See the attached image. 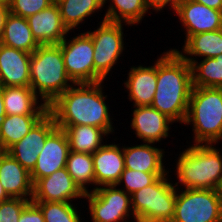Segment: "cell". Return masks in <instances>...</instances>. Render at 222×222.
<instances>
[{
	"label": "cell",
	"mask_w": 222,
	"mask_h": 222,
	"mask_svg": "<svg viewBox=\"0 0 222 222\" xmlns=\"http://www.w3.org/2000/svg\"><path fill=\"white\" fill-rule=\"evenodd\" d=\"M102 83L73 84L62 93L49 105L56 125H88L112 133L114 130L104 101L106 96L102 92Z\"/></svg>",
	"instance_id": "cell-1"
},
{
	"label": "cell",
	"mask_w": 222,
	"mask_h": 222,
	"mask_svg": "<svg viewBox=\"0 0 222 222\" xmlns=\"http://www.w3.org/2000/svg\"><path fill=\"white\" fill-rule=\"evenodd\" d=\"M157 61V84L152 107L173 122H185L193 88L190 64L169 50Z\"/></svg>",
	"instance_id": "cell-2"
},
{
	"label": "cell",
	"mask_w": 222,
	"mask_h": 222,
	"mask_svg": "<svg viewBox=\"0 0 222 222\" xmlns=\"http://www.w3.org/2000/svg\"><path fill=\"white\" fill-rule=\"evenodd\" d=\"M68 82L74 84L65 70L60 45H40L31 54L30 88L49 106L72 86Z\"/></svg>",
	"instance_id": "cell-3"
},
{
	"label": "cell",
	"mask_w": 222,
	"mask_h": 222,
	"mask_svg": "<svg viewBox=\"0 0 222 222\" xmlns=\"http://www.w3.org/2000/svg\"><path fill=\"white\" fill-rule=\"evenodd\" d=\"M211 144H194L179 155L177 179L185 189L220 190L222 156Z\"/></svg>",
	"instance_id": "cell-4"
},
{
	"label": "cell",
	"mask_w": 222,
	"mask_h": 222,
	"mask_svg": "<svg viewBox=\"0 0 222 222\" xmlns=\"http://www.w3.org/2000/svg\"><path fill=\"white\" fill-rule=\"evenodd\" d=\"M190 123L196 144H214L222 139V88H192L184 124Z\"/></svg>",
	"instance_id": "cell-5"
},
{
	"label": "cell",
	"mask_w": 222,
	"mask_h": 222,
	"mask_svg": "<svg viewBox=\"0 0 222 222\" xmlns=\"http://www.w3.org/2000/svg\"><path fill=\"white\" fill-rule=\"evenodd\" d=\"M166 173L131 195L136 222H171L174 217L178 183L168 182Z\"/></svg>",
	"instance_id": "cell-6"
},
{
	"label": "cell",
	"mask_w": 222,
	"mask_h": 222,
	"mask_svg": "<svg viewBox=\"0 0 222 222\" xmlns=\"http://www.w3.org/2000/svg\"><path fill=\"white\" fill-rule=\"evenodd\" d=\"M174 217L171 222H222L220 190H177Z\"/></svg>",
	"instance_id": "cell-7"
},
{
	"label": "cell",
	"mask_w": 222,
	"mask_h": 222,
	"mask_svg": "<svg viewBox=\"0 0 222 222\" xmlns=\"http://www.w3.org/2000/svg\"><path fill=\"white\" fill-rule=\"evenodd\" d=\"M99 28L86 32L94 45V83L103 81L124 50L122 23L102 20Z\"/></svg>",
	"instance_id": "cell-8"
},
{
	"label": "cell",
	"mask_w": 222,
	"mask_h": 222,
	"mask_svg": "<svg viewBox=\"0 0 222 222\" xmlns=\"http://www.w3.org/2000/svg\"><path fill=\"white\" fill-rule=\"evenodd\" d=\"M84 198L88 199L93 222H120L130 215H133L135 221L134 213H130L131 195L122 189H116V185L97 186L85 193Z\"/></svg>",
	"instance_id": "cell-9"
},
{
	"label": "cell",
	"mask_w": 222,
	"mask_h": 222,
	"mask_svg": "<svg viewBox=\"0 0 222 222\" xmlns=\"http://www.w3.org/2000/svg\"><path fill=\"white\" fill-rule=\"evenodd\" d=\"M59 45L71 81L74 84L94 83V45L91 37L84 32L72 40L65 38Z\"/></svg>",
	"instance_id": "cell-10"
},
{
	"label": "cell",
	"mask_w": 222,
	"mask_h": 222,
	"mask_svg": "<svg viewBox=\"0 0 222 222\" xmlns=\"http://www.w3.org/2000/svg\"><path fill=\"white\" fill-rule=\"evenodd\" d=\"M57 127L53 115L48 111L19 142L6 152L15 158L29 172L36 165L37 158L45 145L47 136Z\"/></svg>",
	"instance_id": "cell-11"
},
{
	"label": "cell",
	"mask_w": 222,
	"mask_h": 222,
	"mask_svg": "<svg viewBox=\"0 0 222 222\" xmlns=\"http://www.w3.org/2000/svg\"><path fill=\"white\" fill-rule=\"evenodd\" d=\"M70 152L69 142L63 129L56 127L48 136L30 172L33 185L41 178L50 176L56 170L66 167Z\"/></svg>",
	"instance_id": "cell-12"
},
{
	"label": "cell",
	"mask_w": 222,
	"mask_h": 222,
	"mask_svg": "<svg viewBox=\"0 0 222 222\" xmlns=\"http://www.w3.org/2000/svg\"><path fill=\"white\" fill-rule=\"evenodd\" d=\"M85 193L74 182L66 167L56 170L50 176L39 179L33 185L32 202H70L84 198ZM70 200V201H69Z\"/></svg>",
	"instance_id": "cell-13"
},
{
	"label": "cell",
	"mask_w": 222,
	"mask_h": 222,
	"mask_svg": "<svg viewBox=\"0 0 222 222\" xmlns=\"http://www.w3.org/2000/svg\"><path fill=\"white\" fill-rule=\"evenodd\" d=\"M174 12L186 28V39L198 33L222 29V11L201 3L181 0Z\"/></svg>",
	"instance_id": "cell-14"
},
{
	"label": "cell",
	"mask_w": 222,
	"mask_h": 222,
	"mask_svg": "<svg viewBox=\"0 0 222 222\" xmlns=\"http://www.w3.org/2000/svg\"><path fill=\"white\" fill-rule=\"evenodd\" d=\"M31 53L0 43L2 86L30 87Z\"/></svg>",
	"instance_id": "cell-15"
},
{
	"label": "cell",
	"mask_w": 222,
	"mask_h": 222,
	"mask_svg": "<svg viewBox=\"0 0 222 222\" xmlns=\"http://www.w3.org/2000/svg\"><path fill=\"white\" fill-rule=\"evenodd\" d=\"M26 19L39 45L60 44L69 33L56 2Z\"/></svg>",
	"instance_id": "cell-16"
},
{
	"label": "cell",
	"mask_w": 222,
	"mask_h": 222,
	"mask_svg": "<svg viewBox=\"0 0 222 222\" xmlns=\"http://www.w3.org/2000/svg\"><path fill=\"white\" fill-rule=\"evenodd\" d=\"M131 127L145 143L159 142L168 137L169 124L173 121L152 106H136Z\"/></svg>",
	"instance_id": "cell-17"
},
{
	"label": "cell",
	"mask_w": 222,
	"mask_h": 222,
	"mask_svg": "<svg viewBox=\"0 0 222 222\" xmlns=\"http://www.w3.org/2000/svg\"><path fill=\"white\" fill-rule=\"evenodd\" d=\"M0 183L10 198L33 197L30 172L8 152L0 159Z\"/></svg>",
	"instance_id": "cell-18"
},
{
	"label": "cell",
	"mask_w": 222,
	"mask_h": 222,
	"mask_svg": "<svg viewBox=\"0 0 222 222\" xmlns=\"http://www.w3.org/2000/svg\"><path fill=\"white\" fill-rule=\"evenodd\" d=\"M116 144H106L92 154L95 185H116L125 169L123 148Z\"/></svg>",
	"instance_id": "cell-19"
},
{
	"label": "cell",
	"mask_w": 222,
	"mask_h": 222,
	"mask_svg": "<svg viewBox=\"0 0 222 222\" xmlns=\"http://www.w3.org/2000/svg\"><path fill=\"white\" fill-rule=\"evenodd\" d=\"M125 87L134 106H151L157 84V62L149 67H131Z\"/></svg>",
	"instance_id": "cell-20"
},
{
	"label": "cell",
	"mask_w": 222,
	"mask_h": 222,
	"mask_svg": "<svg viewBox=\"0 0 222 222\" xmlns=\"http://www.w3.org/2000/svg\"><path fill=\"white\" fill-rule=\"evenodd\" d=\"M38 97L30 87L3 86L6 115H45L49 106L38 104Z\"/></svg>",
	"instance_id": "cell-21"
},
{
	"label": "cell",
	"mask_w": 222,
	"mask_h": 222,
	"mask_svg": "<svg viewBox=\"0 0 222 222\" xmlns=\"http://www.w3.org/2000/svg\"><path fill=\"white\" fill-rule=\"evenodd\" d=\"M150 144L154 143L123 147L125 168L145 173H167L162 162L163 149Z\"/></svg>",
	"instance_id": "cell-22"
},
{
	"label": "cell",
	"mask_w": 222,
	"mask_h": 222,
	"mask_svg": "<svg viewBox=\"0 0 222 222\" xmlns=\"http://www.w3.org/2000/svg\"><path fill=\"white\" fill-rule=\"evenodd\" d=\"M0 43L31 54L40 46L32 35L27 19L11 13L6 17Z\"/></svg>",
	"instance_id": "cell-23"
},
{
	"label": "cell",
	"mask_w": 222,
	"mask_h": 222,
	"mask_svg": "<svg viewBox=\"0 0 222 222\" xmlns=\"http://www.w3.org/2000/svg\"><path fill=\"white\" fill-rule=\"evenodd\" d=\"M57 127L64 130L70 150L74 152L94 154L104 145L103 135H108L104 129L88 125H57Z\"/></svg>",
	"instance_id": "cell-24"
},
{
	"label": "cell",
	"mask_w": 222,
	"mask_h": 222,
	"mask_svg": "<svg viewBox=\"0 0 222 222\" xmlns=\"http://www.w3.org/2000/svg\"><path fill=\"white\" fill-rule=\"evenodd\" d=\"M180 56L191 66L193 87L222 88V54L204 58L200 63L195 58Z\"/></svg>",
	"instance_id": "cell-25"
},
{
	"label": "cell",
	"mask_w": 222,
	"mask_h": 222,
	"mask_svg": "<svg viewBox=\"0 0 222 222\" xmlns=\"http://www.w3.org/2000/svg\"><path fill=\"white\" fill-rule=\"evenodd\" d=\"M184 42L182 52L173 49L179 55L214 58L222 54V29L191 35Z\"/></svg>",
	"instance_id": "cell-26"
},
{
	"label": "cell",
	"mask_w": 222,
	"mask_h": 222,
	"mask_svg": "<svg viewBox=\"0 0 222 222\" xmlns=\"http://www.w3.org/2000/svg\"><path fill=\"white\" fill-rule=\"evenodd\" d=\"M44 115H6L0 121V140L7 151L19 142Z\"/></svg>",
	"instance_id": "cell-27"
},
{
	"label": "cell",
	"mask_w": 222,
	"mask_h": 222,
	"mask_svg": "<svg viewBox=\"0 0 222 222\" xmlns=\"http://www.w3.org/2000/svg\"><path fill=\"white\" fill-rule=\"evenodd\" d=\"M63 24L72 30L104 6V0H55Z\"/></svg>",
	"instance_id": "cell-28"
},
{
	"label": "cell",
	"mask_w": 222,
	"mask_h": 222,
	"mask_svg": "<svg viewBox=\"0 0 222 222\" xmlns=\"http://www.w3.org/2000/svg\"><path fill=\"white\" fill-rule=\"evenodd\" d=\"M148 10L145 0H111L103 20L134 25L140 23Z\"/></svg>",
	"instance_id": "cell-29"
},
{
	"label": "cell",
	"mask_w": 222,
	"mask_h": 222,
	"mask_svg": "<svg viewBox=\"0 0 222 222\" xmlns=\"http://www.w3.org/2000/svg\"><path fill=\"white\" fill-rule=\"evenodd\" d=\"M66 169L74 182L84 192H89L85 185H95L94 164L92 154L82 152H69Z\"/></svg>",
	"instance_id": "cell-30"
},
{
	"label": "cell",
	"mask_w": 222,
	"mask_h": 222,
	"mask_svg": "<svg viewBox=\"0 0 222 222\" xmlns=\"http://www.w3.org/2000/svg\"><path fill=\"white\" fill-rule=\"evenodd\" d=\"M45 222H80V215L70 202H34Z\"/></svg>",
	"instance_id": "cell-31"
},
{
	"label": "cell",
	"mask_w": 222,
	"mask_h": 222,
	"mask_svg": "<svg viewBox=\"0 0 222 222\" xmlns=\"http://www.w3.org/2000/svg\"><path fill=\"white\" fill-rule=\"evenodd\" d=\"M166 173H145L142 171H136L131 169H124L121 174V177L117 183L120 185L124 182L125 192L132 195L134 192L142 189L143 187H147L152 184L158 177L164 176Z\"/></svg>",
	"instance_id": "cell-32"
},
{
	"label": "cell",
	"mask_w": 222,
	"mask_h": 222,
	"mask_svg": "<svg viewBox=\"0 0 222 222\" xmlns=\"http://www.w3.org/2000/svg\"><path fill=\"white\" fill-rule=\"evenodd\" d=\"M55 0H11L9 11L16 16L28 18L53 4Z\"/></svg>",
	"instance_id": "cell-33"
},
{
	"label": "cell",
	"mask_w": 222,
	"mask_h": 222,
	"mask_svg": "<svg viewBox=\"0 0 222 222\" xmlns=\"http://www.w3.org/2000/svg\"><path fill=\"white\" fill-rule=\"evenodd\" d=\"M32 199L9 198L0 202V222H18L22 210Z\"/></svg>",
	"instance_id": "cell-34"
},
{
	"label": "cell",
	"mask_w": 222,
	"mask_h": 222,
	"mask_svg": "<svg viewBox=\"0 0 222 222\" xmlns=\"http://www.w3.org/2000/svg\"><path fill=\"white\" fill-rule=\"evenodd\" d=\"M18 222H45V220L41 209L31 201L22 210Z\"/></svg>",
	"instance_id": "cell-35"
},
{
	"label": "cell",
	"mask_w": 222,
	"mask_h": 222,
	"mask_svg": "<svg viewBox=\"0 0 222 222\" xmlns=\"http://www.w3.org/2000/svg\"><path fill=\"white\" fill-rule=\"evenodd\" d=\"M181 0H145V3L148 8H153L155 11H160L162 10L167 4L169 3L171 5V8L175 11L177 8L178 3Z\"/></svg>",
	"instance_id": "cell-36"
},
{
	"label": "cell",
	"mask_w": 222,
	"mask_h": 222,
	"mask_svg": "<svg viewBox=\"0 0 222 222\" xmlns=\"http://www.w3.org/2000/svg\"><path fill=\"white\" fill-rule=\"evenodd\" d=\"M206 5L209 8L222 11V0H189Z\"/></svg>",
	"instance_id": "cell-37"
},
{
	"label": "cell",
	"mask_w": 222,
	"mask_h": 222,
	"mask_svg": "<svg viewBox=\"0 0 222 222\" xmlns=\"http://www.w3.org/2000/svg\"><path fill=\"white\" fill-rule=\"evenodd\" d=\"M9 13V5L0 4V38L4 29L6 17Z\"/></svg>",
	"instance_id": "cell-38"
},
{
	"label": "cell",
	"mask_w": 222,
	"mask_h": 222,
	"mask_svg": "<svg viewBox=\"0 0 222 222\" xmlns=\"http://www.w3.org/2000/svg\"><path fill=\"white\" fill-rule=\"evenodd\" d=\"M6 116L3 102V86H0V121Z\"/></svg>",
	"instance_id": "cell-39"
},
{
	"label": "cell",
	"mask_w": 222,
	"mask_h": 222,
	"mask_svg": "<svg viewBox=\"0 0 222 222\" xmlns=\"http://www.w3.org/2000/svg\"><path fill=\"white\" fill-rule=\"evenodd\" d=\"M10 197L7 195L6 191L4 190V188L2 187L1 183H0V202L9 199Z\"/></svg>",
	"instance_id": "cell-40"
},
{
	"label": "cell",
	"mask_w": 222,
	"mask_h": 222,
	"mask_svg": "<svg viewBox=\"0 0 222 222\" xmlns=\"http://www.w3.org/2000/svg\"><path fill=\"white\" fill-rule=\"evenodd\" d=\"M6 153V150L4 149V147L2 146L1 140H0V159L1 157Z\"/></svg>",
	"instance_id": "cell-41"
},
{
	"label": "cell",
	"mask_w": 222,
	"mask_h": 222,
	"mask_svg": "<svg viewBox=\"0 0 222 222\" xmlns=\"http://www.w3.org/2000/svg\"><path fill=\"white\" fill-rule=\"evenodd\" d=\"M11 0H0V4L9 5Z\"/></svg>",
	"instance_id": "cell-42"
},
{
	"label": "cell",
	"mask_w": 222,
	"mask_h": 222,
	"mask_svg": "<svg viewBox=\"0 0 222 222\" xmlns=\"http://www.w3.org/2000/svg\"><path fill=\"white\" fill-rule=\"evenodd\" d=\"M220 193H221V198H222V186H221V188H220Z\"/></svg>",
	"instance_id": "cell-43"
}]
</instances>
